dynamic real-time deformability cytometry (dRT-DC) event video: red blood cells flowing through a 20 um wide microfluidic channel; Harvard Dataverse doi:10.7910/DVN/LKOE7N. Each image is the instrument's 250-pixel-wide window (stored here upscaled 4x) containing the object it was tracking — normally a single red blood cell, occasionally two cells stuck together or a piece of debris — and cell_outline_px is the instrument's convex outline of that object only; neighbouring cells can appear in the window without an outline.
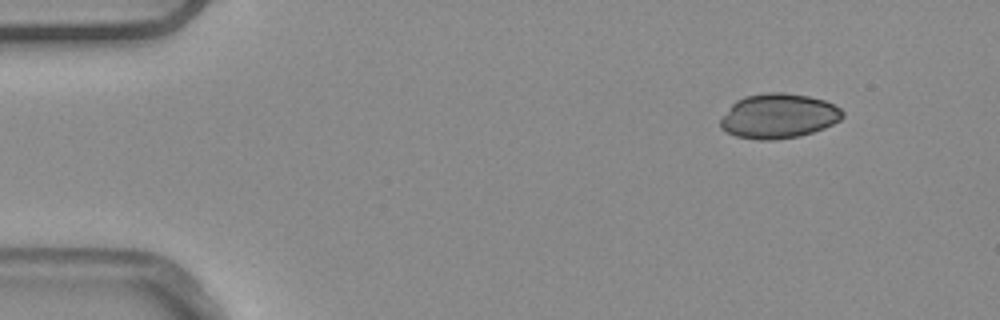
{"species": "common noctule bat (a hibernating species)", "species_latin": "Nyctalus noctula", "temperature_condition": "warm", "stored_images_in_passage": 3, "camera_frame_rate_fps": 3000, "um_per_image_px": 0.085, "animal": {"sex": "male", "body_mass_g": 20.4}, "frame": {"image": 1, "passage_image": 1, "time_ms": 0.0, "image_size_px": [1000, 320], "cell_outline_px": [[844, 116], [840, 120], [824, 128], [800, 136], [772, 140], [760, 140], [736, 136], [720, 128], [720, 120], [732, 104], [736, 100], [744, 96], [768, 92], [784, 92], [808, 96], [824, 100], [840, 108], [844, 112]], "centroid_in_image_um": [66.18, 9.86], "position_along_channel_um": 18.8, "area_um2": 31.79}}